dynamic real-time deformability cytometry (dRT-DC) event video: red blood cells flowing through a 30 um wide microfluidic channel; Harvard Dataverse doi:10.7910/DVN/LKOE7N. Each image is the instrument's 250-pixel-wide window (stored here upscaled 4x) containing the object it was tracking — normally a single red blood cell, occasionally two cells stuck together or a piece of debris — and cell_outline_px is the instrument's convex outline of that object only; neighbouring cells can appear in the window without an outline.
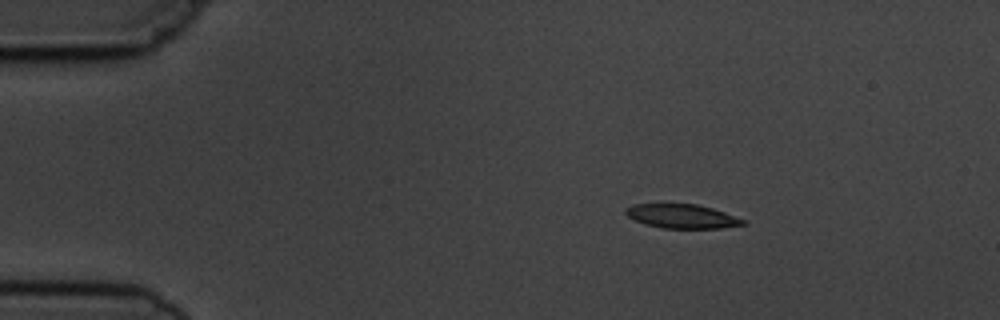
{"species": "common noctule bat (a hibernating species)", "species_latin": "Nyctalus noctula", "temperature_condition": "cold", "stored_images_in_passage": 4, "camera_frame_rate_fps": 3000, "um_per_image_px": 0.085, "animal": {"sex": "male", "body_mass_g": 19.5, "forearm_length_mm": 54.6}, "frame": {"image": 1, "passage_image": 2, "time_ms": 1.0, "image_size_px": [1000, 320], "cell_outline_px": [[748, 224], [720, 228], [664, 228], [644, 224], [628, 216], [624, 212], [624, 208], [632, 204], [696, 204], [712, 208], [748, 220]], "centroid_in_image_um": [58.0, 18.38], "position_along_channel_um": 27.0, "area_um2": 16.53}}